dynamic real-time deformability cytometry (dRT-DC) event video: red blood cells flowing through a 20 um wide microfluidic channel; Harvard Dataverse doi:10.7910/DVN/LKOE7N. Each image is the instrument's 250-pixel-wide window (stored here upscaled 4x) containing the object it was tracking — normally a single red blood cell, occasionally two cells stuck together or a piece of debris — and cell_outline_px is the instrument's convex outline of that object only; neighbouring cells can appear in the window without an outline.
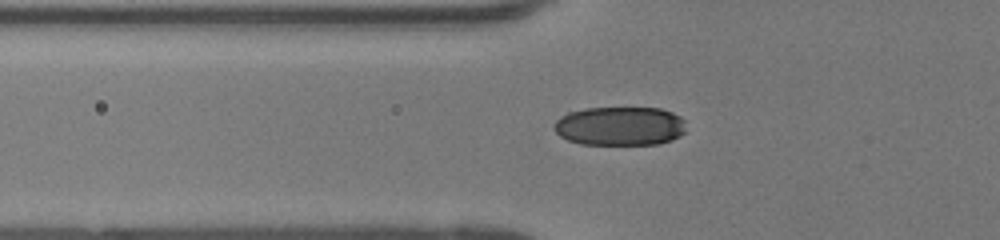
{"species": "human", "species_latin": "Homo sapiens", "temperature_condition": "room temperature", "stored_images_in_passage": 35, "camera_frame_rate_fps": 3000, "um_per_image_px": 0.085, "donor": {"sex": "female"}, "frame": {"image": 1, "passage_image": 4, "time_ms": 1.0, "image_size_px": [1000, 240], "cell_outline_px": [[684, 132], [680, 136], [672, 140], [660, 144], [580, 144], [568, 140], [560, 136], [556, 132], [552, 124], [560, 116], [568, 112], [584, 108], [660, 108], [672, 112], [680, 116], [684, 120]], "centroid_in_image_um": [52.68, 10.71], "position_along_channel_um": 73.1, "area_um2": 30.17}}
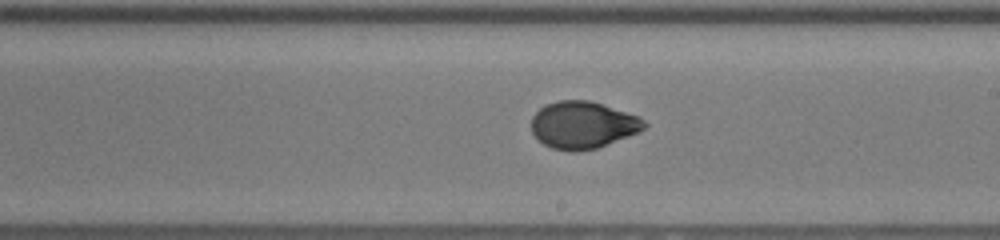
{"frame": {"image": 2, "passage_image": 16, "time_ms": 5.0, "image_size_px": [1000, 240], "cell_outline_px": [[648, 124], [644, 128], [636, 132], [596, 148], [576, 152], [572, 152], [552, 148], [544, 144], [532, 132], [532, 116], [544, 104], [560, 100], [588, 100], [636, 116], [644, 120]], "centroid_in_image_um": [49.48, 10.62], "position_along_channel_um": 239.5, "area_um2": 30.4}}
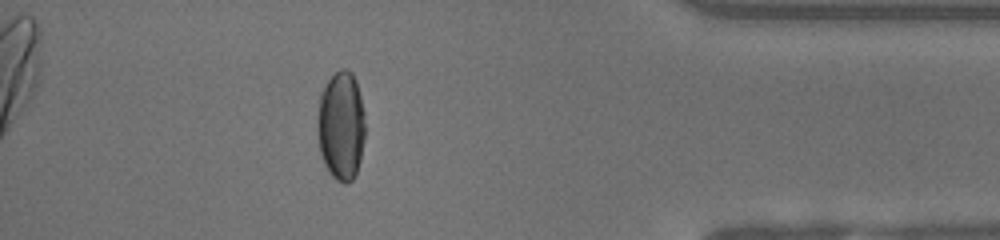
{"frame": {"image": 3, "passage_image": 30, "time_ms": 9.667, "image_size_px": [1000, 240], "cell_outline_px": [[364, 140], [360, 160], [356, 172], [352, 180], [348, 184], [344, 184], [336, 180], [328, 172], [324, 164], [320, 152], [316, 128], [316, 120], [320, 92], [328, 80], [340, 68], [348, 68], [352, 72], [356, 80], [364, 112]], "centroid_in_image_um": [28.97, 10.69], "position_along_channel_um": 406.2, "area_um2": 30.81}, "authors_computed_cell_mechanics": {"area_um2": 31.0386, "velocity_mm_per_s": 4.193, "shape_relaxation_time_tau1_ms": 4.8153, "shape_relaxation_time_tau2_ms": null, "deformation_change_tau1": 0.1978, "deformation_change_tau2": null}}